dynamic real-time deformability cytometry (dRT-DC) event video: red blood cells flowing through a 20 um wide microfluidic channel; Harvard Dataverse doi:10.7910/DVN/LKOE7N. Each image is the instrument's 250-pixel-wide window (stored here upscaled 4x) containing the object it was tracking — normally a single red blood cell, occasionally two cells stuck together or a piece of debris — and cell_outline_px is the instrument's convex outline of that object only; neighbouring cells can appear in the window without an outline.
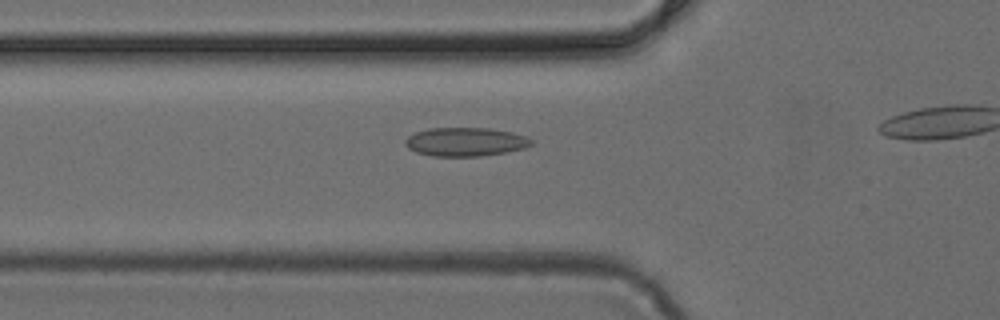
{"species": "common noctule bat (a hibernating species)", "species_latin": "Nyctalus noctula", "temperature_condition": "cold", "stored_images_in_passage": 35, "camera_frame_rate_fps": 3000, "um_per_image_px": 0.085, "animal": {"sex": "female", "body_mass_g": 24.6, "forearm_length_mm": 56.2}, "frame": {"image": 1, "passage_image": 13, "time_ms": 4.0, "image_size_px": [1000, 320], "cell_outline_px": [[536, 140], [532, 144], [524, 148], [504, 152], [480, 156], [432, 156], [416, 152], [408, 148], [404, 144], [404, 140], [408, 136], [416, 132], [428, 128], [488, 128], [512, 132]], "centroid_in_image_um": [39.55, 12.05], "position_along_channel_um": 86.3, "area_um2": 21.1}}
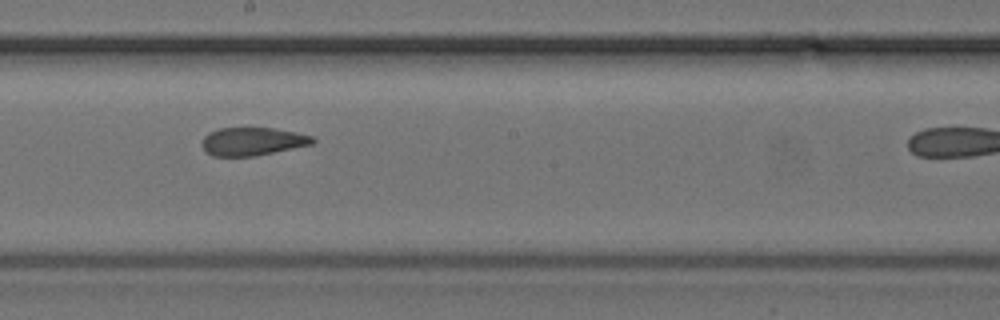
{"frame": {"image": 2, "passage_image": 23, "time_ms": 7.333, "image_size_px": [1000, 320], "cell_outline_px": [[316, 140], [312, 144], [256, 156], [212, 156], [204, 148], [204, 136], [208, 132], [220, 128], [272, 128], [296, 132], [312, 136]], "centroid_in_image_um": [21.49, 12.02], "position_along_channel_um": 226.7, "area_um2": 17.92}}
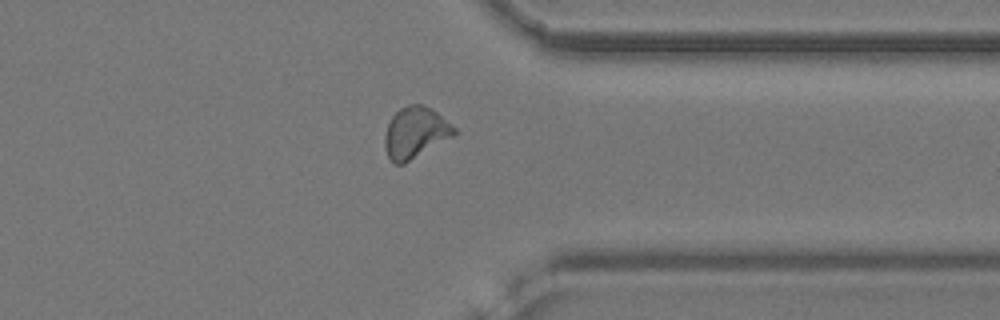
{"frame": {"image": 3, "passage_image": 34, "time_ms": 11.0, "image_size_px": [1000, 320], "cell_outline_px": [[456, 132], [452, 136], [404, 164], [392, 164], [388, 156], [384, 144], [384, 136], [388, 124], [392, 116], [400, 108], [408, 104], [420, 104], [432, 108], [456, 128]], "centroid_in_image_um": [35.27, 11.27], "position_along_channel_um": 376.1, "area_um2": 20.58}}